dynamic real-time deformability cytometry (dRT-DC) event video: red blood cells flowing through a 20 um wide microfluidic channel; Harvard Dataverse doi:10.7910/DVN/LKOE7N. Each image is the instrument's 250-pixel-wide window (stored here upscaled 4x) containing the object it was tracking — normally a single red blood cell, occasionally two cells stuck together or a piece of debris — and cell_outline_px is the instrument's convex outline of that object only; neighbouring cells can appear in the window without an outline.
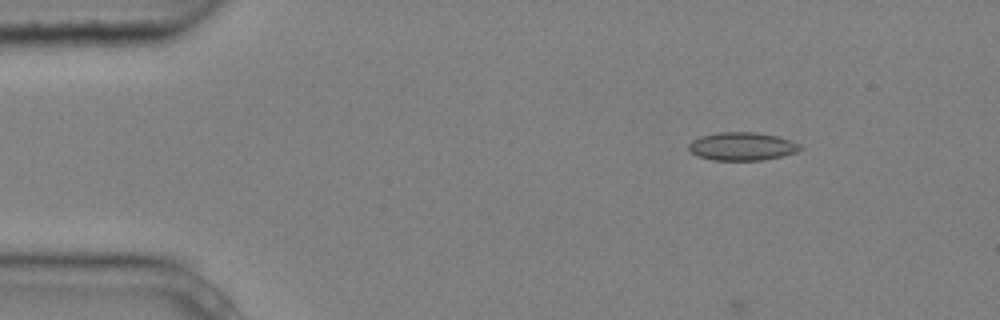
{"species": "common noctule bat (a hibernating species)", "species_latin": "Nyctalus noctula", "temperature_condition": "cold", "stored_images_in_passage": 4, "camera_frame_rate_fps": 3000, "um_per_image_px": 0.085, "animal": {"sex": "male", "body_mass_g": 20.4}, "frame": {"image": 1, "passage_image": 2, "time_ms": 0.333, "image_size_px": [1000, 320], "cell_outline_px": [[804, 148], [796, 152], [764, 160], [712, 160], [696, 156], [688, 148], [688, 144], [692, 140], [700, 136], [716, 132], [756, 132], [776, 136], [792, 140], [800, 144]], "centroid_in_image_um": [63.07, 12.44], "position_along_channel_um": 21.9, "area_um2": 18.44}}